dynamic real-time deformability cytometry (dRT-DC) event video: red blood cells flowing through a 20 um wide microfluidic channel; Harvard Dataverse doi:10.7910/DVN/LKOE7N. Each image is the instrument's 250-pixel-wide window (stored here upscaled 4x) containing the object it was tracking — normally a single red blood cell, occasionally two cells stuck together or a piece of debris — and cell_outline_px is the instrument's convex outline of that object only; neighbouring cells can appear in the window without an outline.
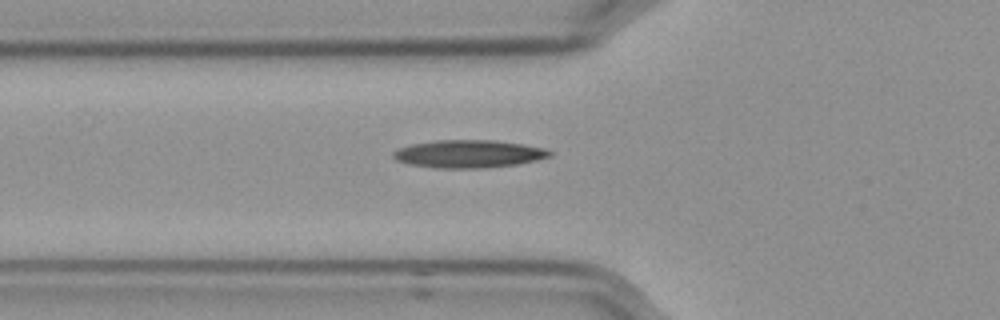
{"species": "Egyptian fruit bat (a non-hibernating species)", "species_latin": "Rousettus aegyptiacus", "temperature_condition": "cold", "stored_images_in_passage": 35, "camera_frame_rate_fps": 3000, "um_per_image_px": 0.085, "frame": {"image": 1, "passage_image": 6, "time_ms": 1.667, "image_size_px": [1000, 320], "cell_outline_px": [[552, 156], [536, 160], [516, 164], [480, 168], [436, 168], [408, 164], [396, 160], [392, 156], [392, 152], [400, 148], [412, 144], [432, 140], [492, 140], [524, 144], [544, 148], [552, 152]], "centroid_in_image_um": [39.82, 13.07], "position_along_channel_um": 86.0, "area_um2": 25.32}}
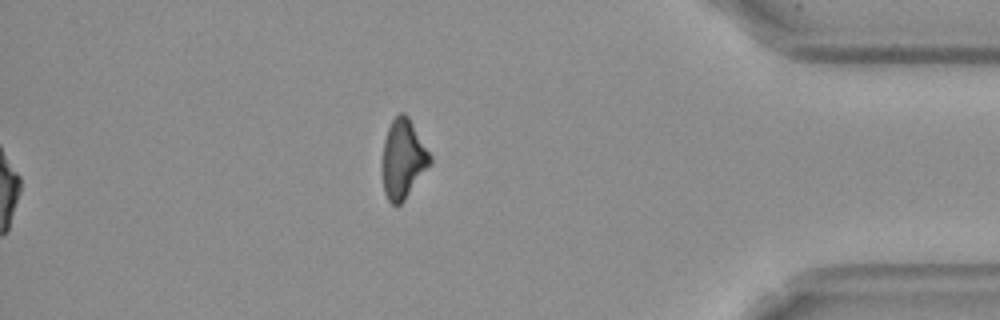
{"frame": {"image": 2, "passage_image": 35, "time_ms": 11.333, "image_size_px": [1000, 320], "cell_outline_px": [[432, 164], [404, 200], [396, 208], [388, 200], [384, 192], [380, 168], [380, 164], [384, 140], [388, 128], [392, 120], [400, 112], [404, 112], [408, 116], [432, 156]], "centroid_in_image_um": [34.24, 13.55], "position_along_channel_um": 401.0, "area_um2": 22.6}, "authors_computed_cell_mechanics": {"area_um2": 23.6402, "velocity_mm_per_s": 3.5835, "shape_relaxation_time_tau1_ms": 7.6906, "shape_relaxation_time_tau2_ms": null, "deformation_change_tau1": 0.1482, "deformation_change_tau2": null}}